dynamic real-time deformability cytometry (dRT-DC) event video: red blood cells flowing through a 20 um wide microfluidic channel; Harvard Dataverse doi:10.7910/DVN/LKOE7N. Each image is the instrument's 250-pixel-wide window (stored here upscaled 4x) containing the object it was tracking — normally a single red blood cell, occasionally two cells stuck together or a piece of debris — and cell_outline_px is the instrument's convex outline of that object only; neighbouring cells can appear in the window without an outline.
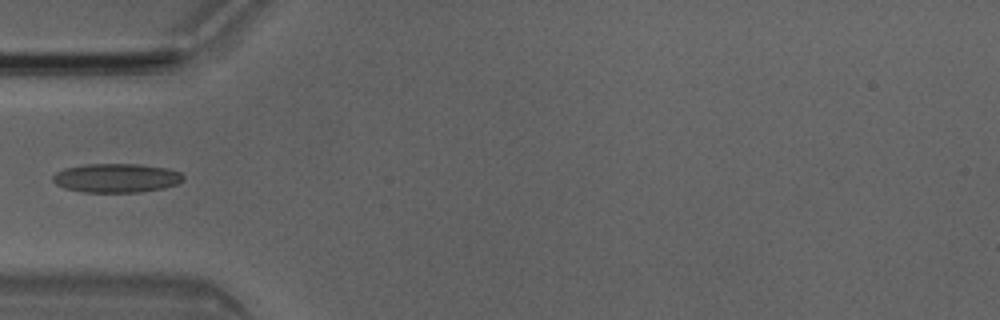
{"species": "Egyptian fruit bat (a non-hibernating species)", "species_latin": "Rousettus aegyptiacus", "temperature_condition": "room temperature", "stored_images_in_passage": 5, "camera_frame_rate_fps": 3000, "um_per_image_px": 0.085, "animal": {"sex": "male"}, "frame": {"image": 1, "passage_image": 4, "time_ms": 1.0, "image_size_px": [1000, 320], "cell_outline_px": [[184, 180], [176, 184], [164, 188], [140, 192], [84, 192], [64, 188], [56, 184], [52, 180], [52, 176], [56, 172], [64, 168], [84, 164], [140, 164], [168, 168], [180, 172], [184, 176]], "centroid_in_image_um": [9.89, 15.12], "position_along_channel_um": 75.1, "area_um2": 22.2}}